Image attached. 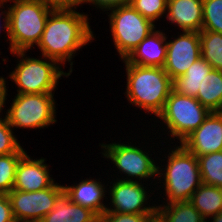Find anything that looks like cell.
Returning a JSON list of instances; mask_svg holds the SVG:
<instances>
[{
  "label": "cell",
  "instance_id": "1",
  "mask_svg": "<svg viewBox=\"0 0 222 222\" xmlns=\"http://www.w3.org/2000/svg\"><path fill=\"white\" fill-rule=\"evenodd\" d=\"M89 20L87 14L77 9L55 8L49 14L37 45L41 55L56 60L61 66L68 61L71 74L76 53L96 37Z\"/></svg>",
  "mask_w": 222,
  "mask_h": 222
},
{
  "label": "cell",
  "instance_id": "2",
  "mask_svg": "<svg viewBox=\"0 0 222 222\" xmlns=\"http://www.w3.org/2000/svg\"><path fill=\"white\" fill-rule=\"evenodd\" d=\"M175 143L172 150L168 149L165 153V165L160 163L157 170V181L160 180V188H164L162 204L173 202L189 201L194 192L202 184L197 157L188 151L181 143ZM167 155V156H166ZM167 163V164H166ZM165 166V167H164ZM162 167V169H161ZM162 178V179H161ZM163 181V182H162ZM166 201V202H165Z\"/></svg>",
  "mask_w": 222,
  "mask_h": 222
},
{
  "label": "cell",
  "instance_id": "3",
  "mask_svg": "<svg viewBox=\"0 0 222 222\" xmlns=\"http://www.w3.org/2000/svg\"><path fill=\"white\" fill-rule=\"evenodd\" d=\"M122 62L126 70L124 95L128 103L157 117L164 109L172 91V79L163 67L139 66Z\"/></svg>",
  "mask_w": 222,
  "mask_h": 222
},
{
  "label": "cell",
  "instance_id": "4",
  "mask_svg": "<svg viewBox=\"0 0 222 222\" xmlns=\"http://www.w3.org/2000/svg\"><path fill=\"white\" fill-rule=\"evenodd\" d=\"M13 2L7 9V36L11 52L29 51L38 45L49 14L55 9L44 0H5ZM8 38V39H7Z\"/></svg>",
  "mask_w": 222,
  "mask_h": 222
},
{
  "label": "cell",
  "instance_id": "5",
  "mask_svg": "<svg viewBox=\"0 0 222 222\" xmlns=\"http://www.w3.org/2000/svg\"><path fill=\"white\" fill-rule=\"evenodd\" d=\"M26 53L27 51L10 53L17 58L15 69L8 75L14 85H17V94L54 93L59 79L71 75L64 72L56 60L45 56H41V59L30 57Z\"/></svg>",
  "mask_w": 222,
  "mask_h": 222
},
{
  "label": "cell",
  "instance_id": "6",
  "mask_svg": "<svg viewBox=\"0 0 222 222\" xmlns=\"http://www.w3.org/2000/svg\"><path fill=\"white\" fill-rule=\"evenodd\" d=\"M109 11V28L120 60L125 59L153 30L156 25L142 16L129 3L114 5Z\"/></svg>",
  "mask_w": 222,
  "mask_h": 222
},
{
  "label": "cell",
  "instance_id": "7",
  "mask_svg": "<svg viewBox=\"0 0 222 222\" xmlns=\"http://www.w3.org/2000/svg\"><path fill=\"white\" fill-rule=\"evenodd\" d=\"M126 143L120 141L108 144L99 143L103 151L102 155L109 159L110 163L114 164L112 167L114 168L115 166L117 172H119L118 174L121 175L119 176L120 178L116 177V179L137 182H142L143 180V182H146L151 178L156 181L158 170L156 161L158 160L152 158V154L149 153L147 148L148 152L142 147L139 148L140 146H134L132 142L130 144Z\"/></svg>",
  "mask_w": 222,
  "mask_h": 222
},
{
  "label": "cell",
  "instance_id": "8",
  "mask_svg": "<svg viewBox=\"0 0 222 222\" xmlns=\"http://www.w3.org/2000/svg\"><path fill=\"white\" fill-rule=\"evenodd\" d=\"M211 111L196 98L180 95L171 91L164 109L157 116L166 126L165 134L181 143L189 134L196 130L208 117ZM176 137V138H175Z\"/></svg>",
  "mask_w": 222,
  "mask_h": 222
},
{
  "label": "cell",
  "instance_id": "9",
  "mask_svg": "<svg viewBox=\"0 0 222 222\" xmlns=\"http://www.w3.org/2000/svg\"><path fill=\"white\" fill-rule=\"evenodd\" d=\"M55 104L54 93L16 94L5 116L13 130L48 128L57 123Z\"/></svg>",
  "mask_w": 222,
  "mask_h": 222
},
{
  "label": "cell",
  "instance_id": "10",
  "mask_svg": "<svg viewBox=\"0 0 222 222\" xmlns=\"http://www.w3.org/2000/svg\"><path fill=\"white\" fill-rule=\"evenodd\" d=\"M113 181L110 182V185H106L109 186L107 193L108 196L110 195V200H108L110 201L108 202L110 207L107 206L106 211L130 214H156L157 204L154 202H156L157 199L152 201L150 198L152 195H149L147 192L150 189L146 186L144 187L146 183L142 184V182L120 179H114ZM149 198L150 201L148 200ZM150 203L153 206L150 205Z\"/></svg>",
  "mask_w": 222,
  "mask_h": 222
},
{
  "label": "cell",
  "instance_id": "11",
  "mask_svg": "<svg viewBox=\"0 0 222 222\" xmlns=\"http://www.w3.org/2000/svg\"><path fill=\"white\" fill-rule=\"evenodd\" d=\"M64 185L55 182L51 187L37 192L12 190L7 194L16 222H39L54 206Z\"/></svg>",
  "mask_w": 222,
  "mask_h": 222
},
{
  "label": "cell",
  "instance_id": "12",
  "mask_svg": "<svg viewBox=\"0 0 222 222\" xmlns=\"http://www.w3.org/2000/svg\"><path fill=\"white\" fill-rule=\"evenodd\" d=\"M174 38V39H173ZM167 41L164 71L171 79L183 75L201 57L199 32L182 31Z\"/></svg>",
  "mask_w": 222,
  "mask_h": 222
},
{
  "label": "cell",
  "instance_id": "13",
  "mask_svg": "<svg viewBox=\"0 0 222 222\" xmlns=\"http://www.w3.org/2000/svg\"><path fill=\"white\" fill-rule=\"evenodd\" d=\"M181 144L196 157L222 151V112H211Z\"/></svg>",
  "mask_w": 222,
  "mask_h": 222
},
{
  "label": "cell",
  "instance_id": "14",
  "mask_svg": "<svg viewBox=\"0 0 222 222\" xmlns=\"http://www.w3.org/2000/svg\"><path fill=\"white\" fill-rule=\"evenodd\" d=\"M45 161L42 157L33 159L26 152L17 164L13 190L37 192L51 187L56 181Z\"/></svg>",
  "mask_w": 222,
  "mask_h": 222
},
{
  "label": "cell",
  "instance_id": "15",
  "mask_svg": "<svg viewBox=\"0 0 222 222\" xmlns=\"http://www.w3.org/2000/svg\"><path fill=\"white\" fill-rule=\"evenodd\" d=\"M164 30H153L122 61L139 66L163 67L167 54V33Z\"/></svg>",
  "mask_w": 222,
  "mask_h": 222
},
{
  "label": "cell",
  "instance_id": "16",
  "mask_svg": "<svg viewBox=\"0 0 222 222\" xmlns=\"http://www.w3.org/2000/svg\"><path fill=\"white\" fill-rule=\"evenodd\" d=\"M90 178L92 177H89V179L84 178L79 183H74L73 185L67 186L66 184L64 190L70 195L73 203L91 209L100 217L108 206L106 203H103L105 202L104 199H108V196H106L108 189L102 183V180L100 181V178Z\"/></svg>",
  "mask_w": 222,
  "mask_h": 222
},
{
  "label": "cell",
  "instance_id": "17",
  "mask_svg": "<svg viewBox=\"0 0 222 222\" xmlns=\"http://www.w3.org/2000/svg\"><path fill=\"white\" fill-rule=\"evenodd\" d=\"M203 0H167L166 19L187 32H201ZM171 21V22H170Z\"/></svg>",
  "mask_w": 222,
  "mask_h": 222
},
{
  "label": "cell",
  "instance_id": "18",
  "mask_svg": "<svg viewBox=\"0 0 222 222\" xmlns=\"http://www.w3.org/2000/svg\"><path fill=\"white\" fill-rule=\"evenodd\" d=\"M100 217L91 209L73 203L63 190L56 198L53 209L39 222H99Z\"/></svg>",
  "mask_w": 222,
  "mask_h": 222
},
{
  "label": "cell",
  "instance_id": "19",
  "mask_svg": "<svg viewBox=\"0 0 222 222\" xmlns=\"http://www.w3.org/2000/svg\"><path fill=\"white\" fill-rule=\"evenodd\" d=\"M212 69V66L200 57L183 75L172 79V91L196 98L198 90H201L204 78Z\"/></svg>",
  "mask_w": 222,
  "mask_h": 222
},
{
  "label": "cell",
  "instance_id": "20",
  "mask_svg": "<svg viewBox=\"0 0 222 222\" xmlns=\"http://www.w3.org/2000/svg\"><path fill=\"white\" fill-rule=\"evenodd\" d=\"M200 212L202 217L209 221L212 216L222 213L221 188L201 184L189 200Z\"/></svg>",
  "mask_w": 222,
  "mask_h": 222
},
{
  "label": "cell",
  "instance_id": "21",
  "mask_svg": "<svg viewBox=\"0 0 222 222\" xmlns=\"http://www.w3.org/2000/svg\"><path fill=\"white\" fill-rule=\"evenodd\" d=\"M156 204L155 222H207L190 201Z\"/></svg>",
  "mask_w": 222,
  "mask_h": 222
},
{
  "label": "cell",
  "instance_id": "22",
  "mask_svg": "<svg viewBox=\"0 0 222 222\" xmlns=\"http://www.w3.org/2000/svg\"><path fill=\"white\" fill-rule=\"evenodd\" d=\"M196 99L211 112H222V71L212 69L206 75Z\"/></svg>",
  "mask_w": 222,
  "mask_h": 222
},
{
  "label": "cell",
  "instance_id": "23",
  "mask_svg": "<svg viewBox=\"0 0 222 222\" xmlns=\"http://www.w3.org/2000/svg\"><path fill=\"white\" fill-rule=\"evenodd\" d=\"M201 43V57L213 69L222 71V34L209 30L199 32Z\"/></svg>",
  "mask_w": 222,
  "mask_h": 222
},
{
  "label": "cell",
  "instance_id": "24",
  "mask_svg": "<svg viewBox=\"0 0 222 222\" xmlns=\"http://www.w3.org/2000/svg\"><path fill=\"white\" fill-rule=\"evenodd\" d=\"M203 184L222 187V151L198 156Z\"/></svg>",
  "mask_w": 222,
  "mask_h": 222
},
{
  "label": "cell",
  "instance_id": "25",
  "mask_svg": "<svg viewBox=\"0 0 222 222\" xmlns=\"http://www.w3.org/2000/svg\"><path fill=\"white\" fill-rule=\"evenodd\" d=\"M24 154L0 155V194H8L13 190L16 167Z\"/></svg>",
  "mask_w": 222,
  "mask_h": 222
},
{
  "label": "cell",
  "instance_id": "26",
  "mask_svg": "<svg viewBox=\"0 0 222 222\" xmlns=\"http://www.w3.org/2000/svg\"><path fill=\"white\" fill-rule=\"evenodd\" d=\"M203 27L222 34V0H203Z\"/></svg>",
  "mask_w": 222,
  "mask_h": 222
},
{
  "label": "cell",
  "instance_id": "27",
  "mask_svg": "<svg viewBox=\"0 0 222 222\" xmlns=\"http://www.w3.org/2000/svg\"><path fill=\"white\" fill-rule=\"evenodd\" d=\"M128 3L154 24L165 17L167 0H129Z\"/></svg>",
  "mask_w": 222,
  "mask_h": 222
},
{
  "label": "cell",
  "instance_id": "28",
  "mask_svg": "<svg viewBox=\"0 0 222 222\" xmlns=\"http://www.w3.org/2000/svg\"><path fill=\"white\" fill-rule=\"evenodd\" d=\"M0 117V155H8L11 153H26L21 146L20 141L14 135V130L9 125L6 116Z\"/></svg>",
  "mask_w": 222,
  "mask_h": 222
},
{
  "label": "cell",
  "instance_id": "29",
  "mask_svg": "<svg viewBox=\"0 0 222 222\" xmlns=\"http://www.w3.org/2000/svg\"><path fill=\"white\" fill-rule=\"evenodd\" d=\"M156 214H130L105 211L99 222H155Z\"/></svg>",
  "mask_w": 222,
  "mask_h": 222
},
{
  "label": "cell",
  "instance_id": "30",
  "mask_svg": "<svg viewBox=\"0 0 222 222\" xmlns=\"http://www.w3.org/2000/svg\"><path fill=\"white\" fill-rule=\"evenodd\" d=\"M0 222H16L7 194H0Z\"/></svg>",
  "mask_w": 222,
  "mask_h": 222
},
{
  "label": "cell",
  "instance_id": "31",
  "mask_svg": "<svg viewBox=\"0 0 222 222\" xmlns=\"http://www.w3.org/2000/svg\"><path fill=\"white\" fill-rule=\"evenodd\" d=\"M49 6L53 8L77 9L82 6V0H44Z\"/></svg>",
  "mask_w": 222,
  "mask_h": 222
},
{
  "label": "cell",
  "instance_id": "32",
  "mask_svg": "<svg viewBox=\"0 0 222 222\" xmlns=\"http://www.w3.org/2000/svg\"><path fill=\"white\" fill-rule=\"evenodd\" d=\"M129 0H93L90 4L91 6L96 7L97 10L99 9L104 11L106 8L114 6V5H120L128 3Z\"/></svg>",
  "mask_w": 222,
  "mask_h": 222
},
{
  "label": "cell",
  "instance_id": "33",
  "mask_svg": "<svg viewBox=\"0 0 222 222\" xmlns=\"http://www.w3.org/2000/svg\"><path fill=\"white\" fill-rule=\"evenodd\" d=\"M7 84V81H6V78H4L3 76L1 77L0 76V116H1V113L2 111L4 110V107H6V102L7 101V96H8V89L9 88L8 86H6Z\"/></svg>",
  "mask_w": 222,
  "mask_h": 222
},
{
  "label": "cell",
  "instance_id": "34",
  "mask_svg": "<svg viewBox=\"0 0 222 222\" xmlns=\"http://www.w3.org/2000/svg\"><path fill=\"white\" fill-rule=\"evenodd\" d=\"M4 3H6L5 0H0V8H3V10H4L3 11L2 9H0L1 10V12H0V34L4 30H5V32L7 34V28H8V26H7V10L4 9V7L6 5ZM2 18H3V21H1ZM1 23H3V24H1Z\"/></svg>",
  "mask_w": 222,
  "mask_h": 222
},
{
  "label": "cell",
  "instance_id": "35",
  "mask_svg": "<svg viewBox=\"0 0 222 222\" xmlns=\"http://www.w3.org/2000/svg\"><path fill=\"white\" fill-rule=\"evenodd\" d=\"M211 219H212L211 222H222V213L212 216ZM207 222H210V221H207Z\"/></svg>",
  "mask_w": 222,
  "mask_h": 222
},
{
  "label": "cell",
  "instance_id": "36",
  "mask_svg": "<svg viewBox=\"0 0 222 222\" xmlns=\"http://www.w3.org/2000/svg\"><path fill=\"white\" fill-rule=\"evenodd\" d=\"M83 2H84V4L86 3H88L89 5H90V3L93 1V0H82Z\"/></svg>",
  "mask_w": 222,
  "mask_h": 222
}]
</instances>
